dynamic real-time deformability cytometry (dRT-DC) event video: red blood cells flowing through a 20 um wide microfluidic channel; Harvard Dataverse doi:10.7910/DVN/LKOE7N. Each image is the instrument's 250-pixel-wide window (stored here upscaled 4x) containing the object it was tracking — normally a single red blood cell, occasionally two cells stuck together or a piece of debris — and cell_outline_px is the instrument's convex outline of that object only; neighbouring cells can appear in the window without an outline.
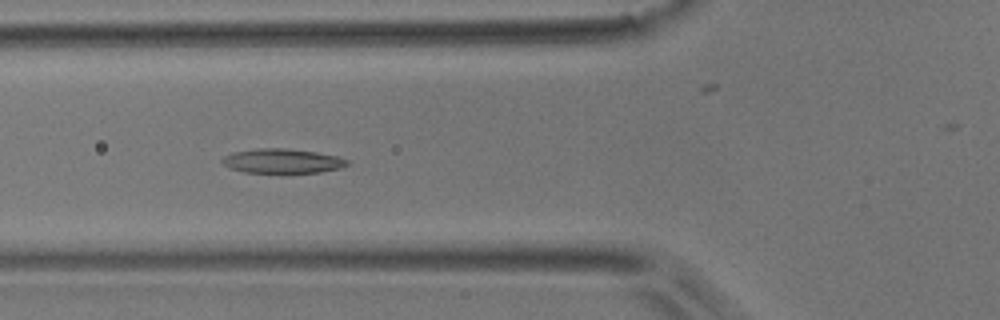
{"species": "common noctule bat (a hibernating species)", "species_latin": "Nyctalus noctula", "temperature_condition": "room temperature", "stored_images_in_passage": 47, "camera_frame_rate_fps": 3000, "um_per_image_px": 0.085, "animal": {"sex": "male", "body_mass_g": 17.9}, "frame": {"image": 1, "passage_image": 14, "time_ms": 4.333, "image_size_px": [1000, 320], "cell_outline_px": [[348, 164], [340, 168], [320, 172], [288, 176], [244, 172], [232, 168], [224, 164], [220, 160], [224, 156], [232, 152], [256, 148], [284, 148], [316, 152], [336, 156], [348, 160]], "centroid_in_image_um": [23.98, 13.73], "position_along_channel_um": 101.8, "area_um2": 18.67}}
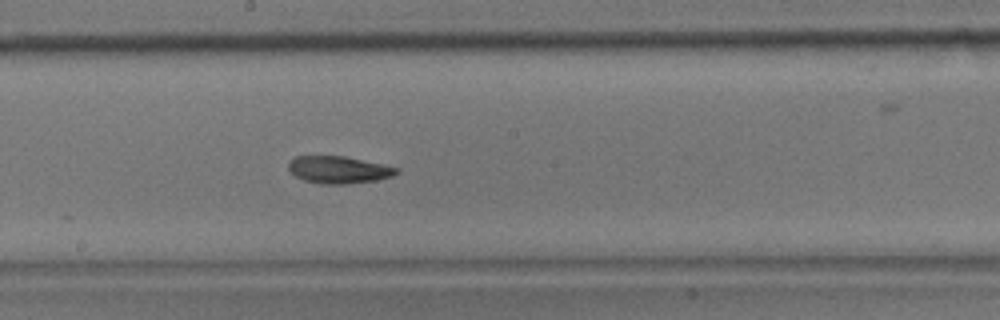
{"frame": {"image": 2, "passage_image": 23, "time_ms": 7.333, "image_size_px": [1000, 320], "cell_outline_px": [[400, 172], [392, 176], [376, 180], [348, 184], [320, 184], [304, 180], [296, 176], [288, 168], [288, 164], [296, 156], [344, 156], [400, 168]], "centroid_in_image_um": [28.81, 14.43], "position_along_channel_um": 219.4, "area_um2": 17.05}}
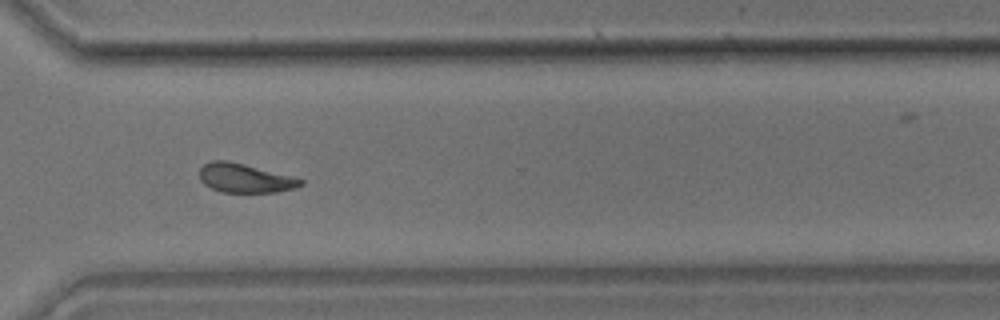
{"frame": {"image": 3, "passage_image": 33, "time_ms": 10.667, "image_size_px": [1000, 320], "cell_outline_px": [[304, 184], [292, 188], [276, 192], [220, 192], [204, 184], [200, 180], [200, 168], [204, 164], [212, 160], [228, 160], [292, 176], [304, 180]], "centroid_in_image_um": [20.79, 15.13], "position_along_channel_um": 349.8, "area_um2": 16.99}, "authors_computed_cell_mechanics": {"area_um2": 17.34, "velocity_mm_per_s": 3.9178, "shape_relaxation_time_tau1_ms": 9.7267, "shape_relaxation_time_tau2_ms": 4.1178, "deformation_change_tau1": 0.2089, "deformation_change_tau2": 0.1148}}